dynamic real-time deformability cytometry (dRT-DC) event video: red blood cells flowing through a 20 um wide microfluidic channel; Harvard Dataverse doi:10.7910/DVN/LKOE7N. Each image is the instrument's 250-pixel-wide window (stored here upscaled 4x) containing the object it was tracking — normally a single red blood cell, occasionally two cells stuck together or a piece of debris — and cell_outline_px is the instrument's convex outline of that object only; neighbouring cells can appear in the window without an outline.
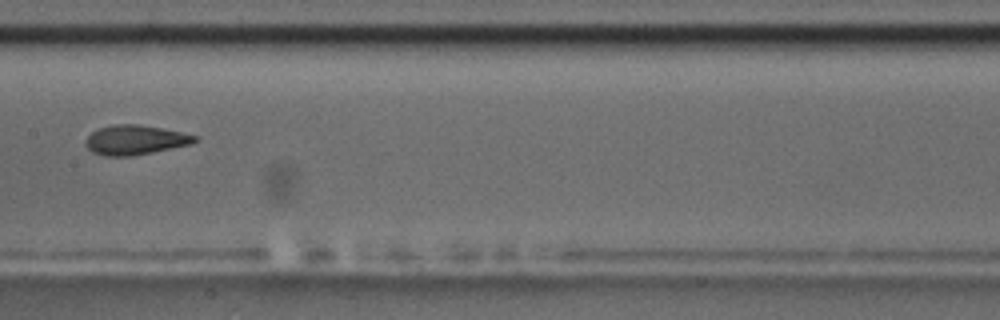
{"species": "common noctule bat (a hibernating species)", "species_latin": "Nyctalus noctula", "temperature_condition": "room temperature", "stored_images_in_passage": 4, "camera_frame_rate_fps": 3000, "um_per_image_px": 0.085, "animal": {"sex": "male", "body_mass_g": 17.5, "forearm_length_mm": 52.3}, "frame": {"image": 1, "passage_image": 4, "time_ms": 3.333, "image_size_px": [1000, 320], "cell_outline_px": [[196, 140], [192, 144], [132, 156], [104, 156], [92, 152], [84, 144], [84, 140], [92, 132], [100, 128], [112, 124], [136, 124], [160, 128], [180, 132], [196, 136]], "centroid_in_image_um": [11.43, 11.9], "position_along_channel_um": 196.0, "area_um2": 18.67}}